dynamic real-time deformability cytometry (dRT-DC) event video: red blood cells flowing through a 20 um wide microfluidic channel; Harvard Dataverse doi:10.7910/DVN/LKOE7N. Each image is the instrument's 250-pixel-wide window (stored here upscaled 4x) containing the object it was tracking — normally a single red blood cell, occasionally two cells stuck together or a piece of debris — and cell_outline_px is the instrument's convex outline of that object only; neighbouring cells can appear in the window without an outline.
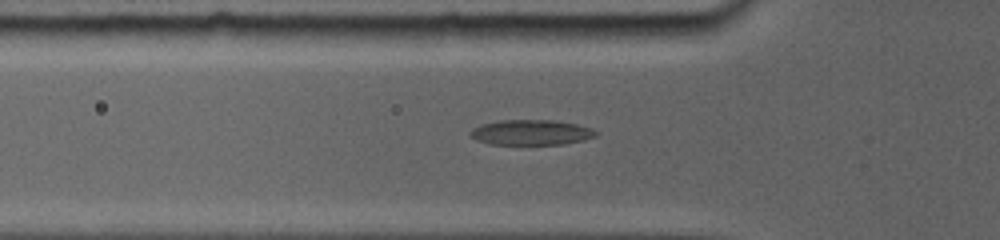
{"species": "common noctule bat (a hibernating species)", "species_latin": "Nyctalus noctula", "temperature_condition": "room temperature", "stored_images_in_passage": 25, "camera_frame_rate_fps": 5000, "um_per_image_px": 0.085, "animal": {"sex": "female", "body_mass_g": 19.0, "forearm_length_mm": 56.7}, "frame": {"image": 1, "passage_image": 6, "time_ms": 4.6, "image_size_px": [1000, 240], "cell_outline_px": [[596, 136], [580, 140], [560, 144], [492, 144], [480, 140], [472, 136], [472, 132], [476, 128], [484, 124], [500, 120], [552, 120], [576, 124], [588, 128], [596, 132]], "centroid_in_image_um": [45.18, 11.25], "position_along_channel_um": 80.6, "area_um2": 17.69}}
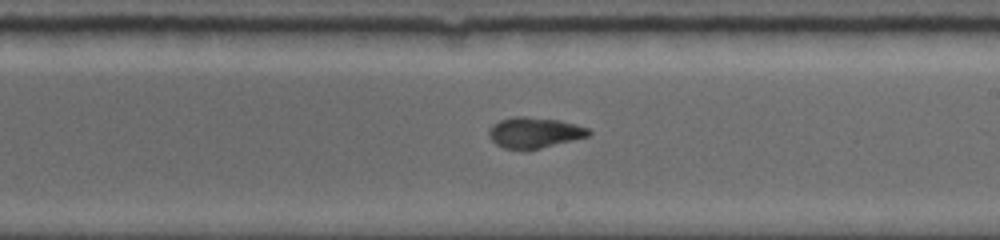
{"frame": {"image": 2, "passage_image": 14, "time_ms": 8.8, "image_size_px": [1000, 240], "cell_outline_px": [[592, 132], [588, 136], [524, 152], [504, 148], [496, 144], [488, 136], [488, 128], [492, 124], [500, 120], [512, 116], [524, 116], [556, 120], [576, 124], [588, 128]], "centroid_in_image_um": [45.36, 11.29], "position_along_channel_um": 243.6, "area_um2": 18.09}}
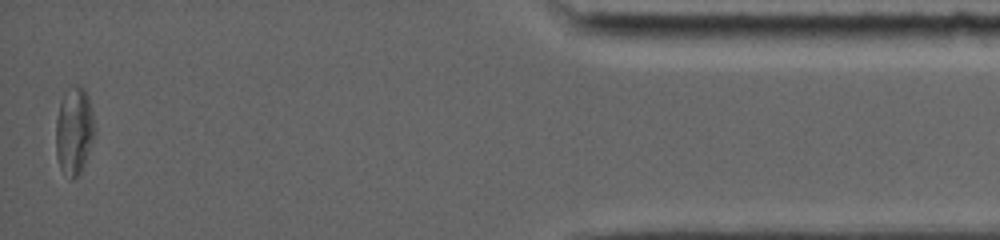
{"frame": {"image": 3, "passage_image": 25, "time_ms": 15.2, "image_size_px": [1000, 240], "cell_outline_px": [[96, 132], [84, 164], [80, 172], [72, 180], [60, 168], [56, 156], [56, 120], [60, 100], [64, 92], [68, 88], [76, 84], [80, 84], [84, 88], [88, 96], [92, 112]], "centroid_in_image_um": [6.3, 11.08], "position_along_channel_um": 428.9, "area_um2": 20.0}, "authors_computed_cell_mechanics": {"area_um2": 17.8024, "velocity_mm_per_s": 3.8798, "shape_relaxation_time_tau1_ms": 8.2626, "shape_relaxation_time_tau2_ms": 1.8793, "deformation_change_tau1": 0.2621, "deformation_change_tau2": 0.0535}}